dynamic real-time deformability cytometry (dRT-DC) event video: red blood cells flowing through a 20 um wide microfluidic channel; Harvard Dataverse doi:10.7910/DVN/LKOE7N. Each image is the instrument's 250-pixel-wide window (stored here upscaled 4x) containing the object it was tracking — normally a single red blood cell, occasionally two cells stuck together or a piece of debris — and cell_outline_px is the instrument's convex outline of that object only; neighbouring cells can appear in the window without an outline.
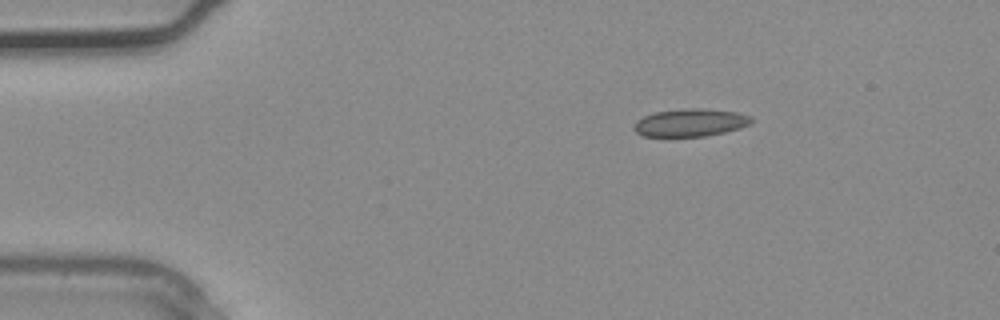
{"species": "common noctule bat (a hibernating species)", "species_latin": "Nyctalus noctula", "temperature_condition": "warm", "stored_images_in_passage": 3, "camera_frame_rate_fps": 3000, "um_per_image_px": 0.085, "animal": {"sex": "male", "body_mass_g": 20.4}, "frame": {"image": 1, "passage_image": 1, "time_ms": 0.0, "image_size_px": [1000, 320], "cell_outline_px": [[752, 120], [748, 124], [740, 128], [724, 132], [704, 136], [644, 136], [636, 132], [632, 128], [636, 120], [644, 116], [656, 112], [684, 108], [704, 108], [736, 112], [752, 116]], "centroid_in_image_um": [58.66, 10.41], "position_along_channel_um": 26.3, "area_um2": 18.9}}